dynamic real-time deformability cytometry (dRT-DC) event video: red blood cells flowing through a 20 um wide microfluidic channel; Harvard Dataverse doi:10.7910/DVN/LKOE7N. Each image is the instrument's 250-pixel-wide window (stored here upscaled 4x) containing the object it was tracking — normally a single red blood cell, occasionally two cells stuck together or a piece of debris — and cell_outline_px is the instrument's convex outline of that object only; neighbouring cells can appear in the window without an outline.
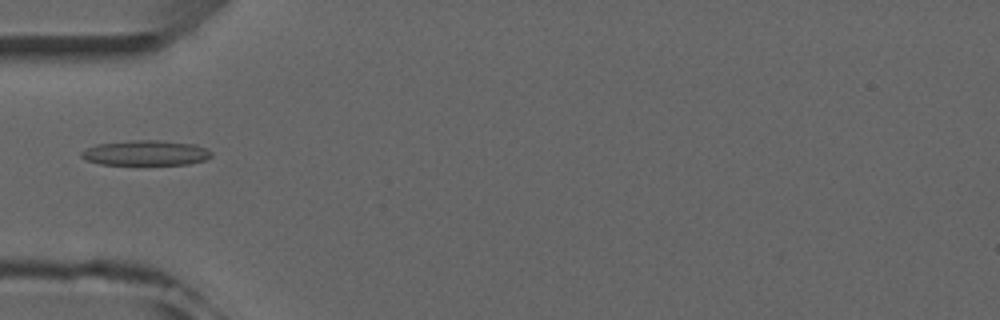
{"species": "common noctule bat (a hibernating species)", "species_latin": "Nyctalus noctula", "temperature_condition": "room temperature", "stored_images_in_passage": 5, "camera_frame_rate_fps": 3000, "um_per_image_px": 0.085, "animal": {"sex": "male", "forearm_length_mm": 52.5}, "frame": {"image": 1, "passage_image": 5, "time_ms": 4.667, "image_size_px": [1000, 320], "cell_outline_px": [[212, 156], [204, 160], [188, 164], [100, 164], [88, 160], [80, 156], [80, 152], [96, 144], [132, 140], [160, 140], [196, 144], [208, 148], [212, 152]], "centroid_in_image_um": [12.43, 12.98], "position_along_channel_um": 72.6, "area_um2": 19.02}}